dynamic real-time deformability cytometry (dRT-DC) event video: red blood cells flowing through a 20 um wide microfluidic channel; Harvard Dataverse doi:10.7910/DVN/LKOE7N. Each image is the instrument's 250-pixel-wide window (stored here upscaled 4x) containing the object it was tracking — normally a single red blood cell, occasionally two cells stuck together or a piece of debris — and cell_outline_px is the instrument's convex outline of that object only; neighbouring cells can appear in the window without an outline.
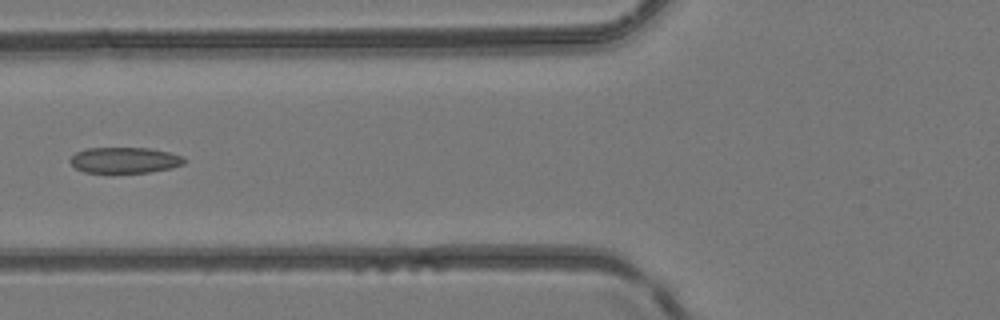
{"species": "common noctule bat (a hibernating species)", "species_latin": "Nyctalus noctula", "temperature_condition": "room temperature", "stored_images_in_passage": 5, "camera_frame_rate_fps": 3000, "um_per_image_px": 0.085, "animal": {"sex": "female", "body_mass_g": 24.6, "forearm_length_mm": 56.2}, "frame": {"image": 1, "passage_image": 4, "time_ms": 4.667, "image_size_px": [1000, 320], "cell_outline_px": [[184, 164], [172, 168], [148, 172], [84, 172], [76, 168], [68, 160], [76, 152], [84, 148], [148, 148], [168, 152], [184, 156]], "centroid_in_image_um": [10.59, 13.6], "position_along_channel_um": 115.2, "area_um2": 17.11}}
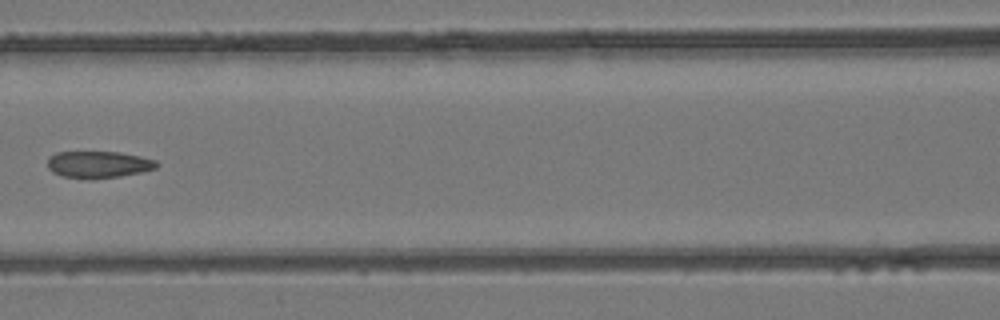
{"frame": {"image": 2, "passage_image": 5, "time_ms": 5.667, "image_size_px": [1000, 320], "cell_outline_px": [[160, 164], [156, 168], [140, 172], [120, 176], [92, 180], [88, 180], [64, 176], [52, 172], [48, 168], [48, 156], [56, 152], [120, 152], [140, 156], [156, 160]], "centroid_in_image_um": [8.36, 13.99], "position_along_channel_um": 158.2, "area_um2": 17.28}}